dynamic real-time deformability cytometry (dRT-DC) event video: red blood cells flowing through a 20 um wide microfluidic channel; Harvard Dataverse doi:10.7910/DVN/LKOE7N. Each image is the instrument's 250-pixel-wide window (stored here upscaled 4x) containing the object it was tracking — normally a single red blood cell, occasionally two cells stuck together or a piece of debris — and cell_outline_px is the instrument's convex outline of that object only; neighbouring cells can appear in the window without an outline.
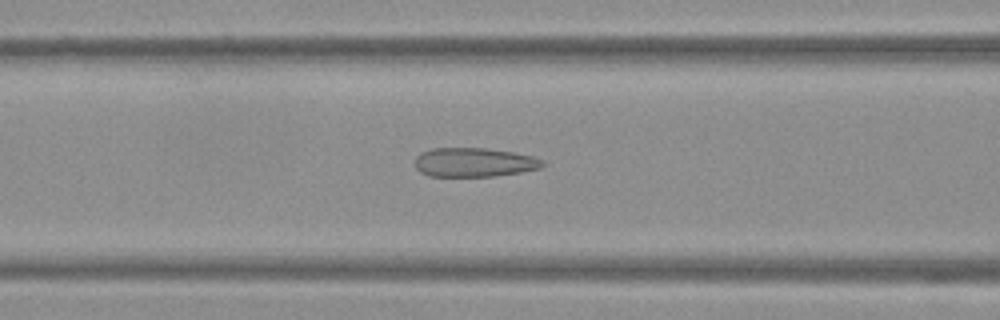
{"species": "Egyptian fruit bat (a non-hibernating species)", "species_latin": "Rousettus aegyptiacus", "temperature_condition": "warm", "stored_images_in_passage": 53, "camera_frame_rate_fps": 3000, "um_per_image_px": 0.085, "frame": {"image": 1, "passage_image": 22, "time_ms": 7.0, "image_size_px": [1000, 320], "cell_outline_px": [[544, 164], [540, 168], [520, 172], [496, 176], [428, 176], [420, 172], [412, 164], [412, 160], [420, 152], [432, 148], [488, 148], [512, 152], [532, 156], [544, 160]], "centroid_in_image_um": [40.23, 13.79], "position_along_channel_um": 126.4, "area_um2": 21.91}}
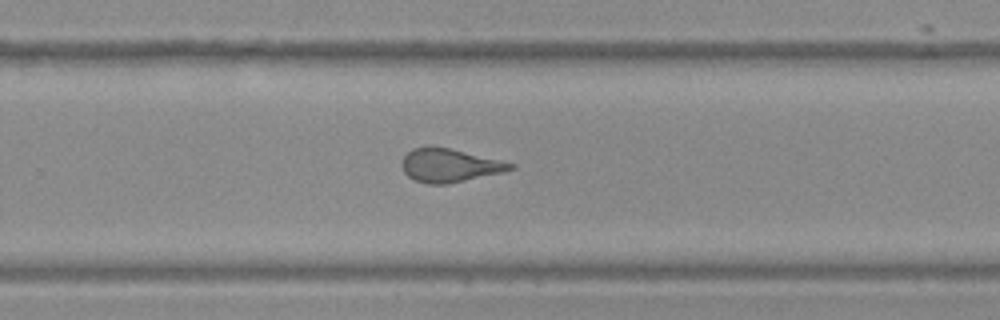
{"frame": {"image": 2, "passage_image": 35, "time_ms": 11.333, "image_size_px": [1000, 320], "cell_outline_px": [[516, 168], [504, 172], [448, 184], [428, 184], [416, 180], [408, 176], [404, 172], [400, 164], [400, 160], [412, 148], [448, 148], [500, 160], [516, 164]], "centroid_in_image_um": [38.22, 14.08], "position_along_channel_um": 291.6, "area_um2": 20.87}}
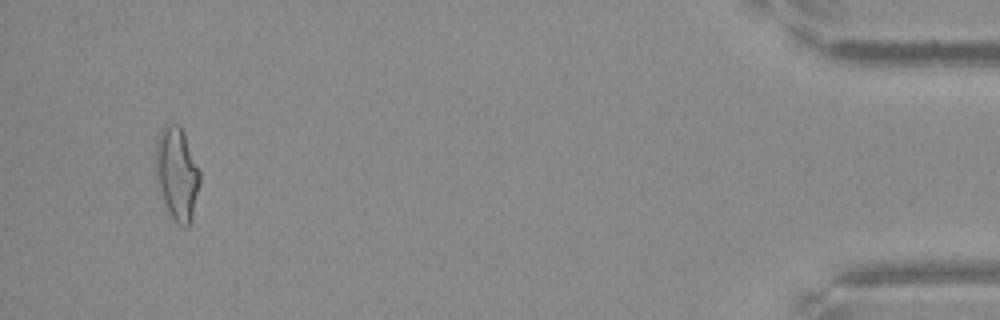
{"frame": {"image": 3, "passage_image": 51, "time_ms": 16.667, "image_size_px": [1000, 320], "cell_outline_px": [[200, 184], [188, 228], [184, 228], [172, 216], [156, 184], [156, 140], [164, 124], [180, 124], [184, 132], [200, 168]], "centroid_in_image_um": [15.05, 14.69], "position_along_channel_um": 420.1, "area_um2": 23.81}, "authors_computed_cell_mechanics": {"area_um2": 22.1952, "velocity_mm_per_s": 3.8143, "shape_relaxation_time_tau1_ms": null, "shape_relaxation_time_tau2_ms": 1.2882, "deformation_change_tau1": null, "deformation_change_tau2": 0.113}}